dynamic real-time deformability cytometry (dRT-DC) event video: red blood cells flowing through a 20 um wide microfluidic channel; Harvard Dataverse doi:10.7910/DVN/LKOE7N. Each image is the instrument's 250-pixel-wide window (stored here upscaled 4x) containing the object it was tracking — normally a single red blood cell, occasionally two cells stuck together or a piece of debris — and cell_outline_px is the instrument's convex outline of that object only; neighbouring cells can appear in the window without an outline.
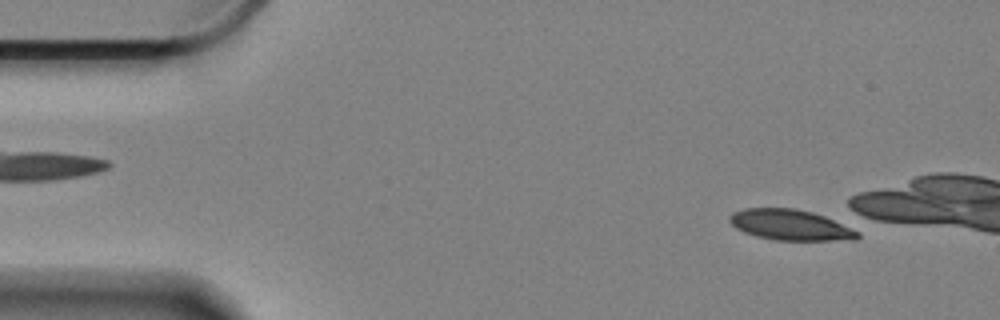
{"species": "Egyptian fruit bat (a non-hibernating species)", "species_latin": "Rousettus aegyptiacus", "temperature_condition": "cold", "stored_images_in_passage": 5, "camera_frame_rate_fps": 3000, "um_per_image_px": 0.085, "animal": {"sex": "female"}, "frame": {"image": 1, "passage_image": 5, "time_ms": 1.333, "image_size_px": [1000, 320], "cell_outline_px": [[860, 236], [856, 240], [776, 240], [756, 236], [744, 232], [736, 228], [728, 220], [728, 216], [732, 212], [744, 208], [792, 208], [812, 212], [860, 228]], "centroid_in_image_um": [67.27, 19.12], "position_along_channel_um": 17.7, "area_um2": 23.35}}